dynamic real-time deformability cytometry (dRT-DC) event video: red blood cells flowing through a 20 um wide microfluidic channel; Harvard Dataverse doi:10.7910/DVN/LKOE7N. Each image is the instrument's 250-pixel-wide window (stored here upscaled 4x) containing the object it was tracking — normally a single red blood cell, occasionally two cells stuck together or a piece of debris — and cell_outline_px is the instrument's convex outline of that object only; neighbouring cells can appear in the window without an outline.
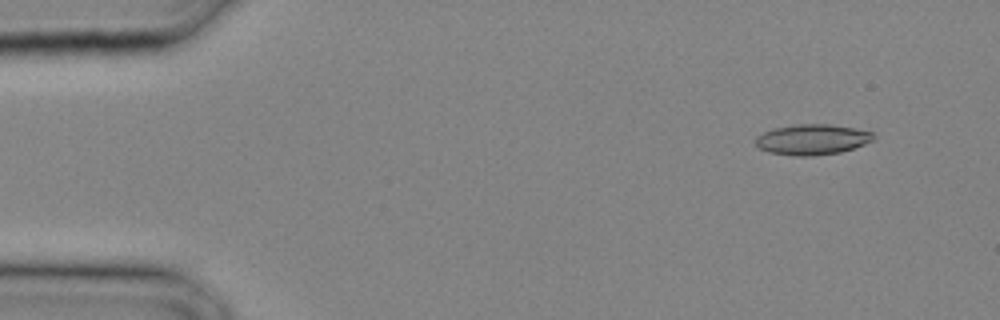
{"species": "common noctule bat (a hibernating species)", "species_latin": "Nyctalus noctula", "temperature_condition": "cold", "stored_images_in_passage": 19, "camera_frame_rate_fps": 3000, "um_per_image_px": 0.085, "animal": {"sex": "male", "body_mass_g": 20.4}, "frame": {"image": 1, "passage_image": 3, "time_ms": 0.667, "image_size_px": [1000, 320], "cell_outline_px": [[876, 140], [840, 152], [812, 156], [792, 156], [768, 152], [760, 148], [752, 140], [756, 136], [772, 128], [800, 124], [828, 124], [856, 128], [872, 132], [876, 136]], "centroid_in_image_um": [69.03, 11.86], "position_along_channel_um": 16.0, "area_um2": 21.15}}
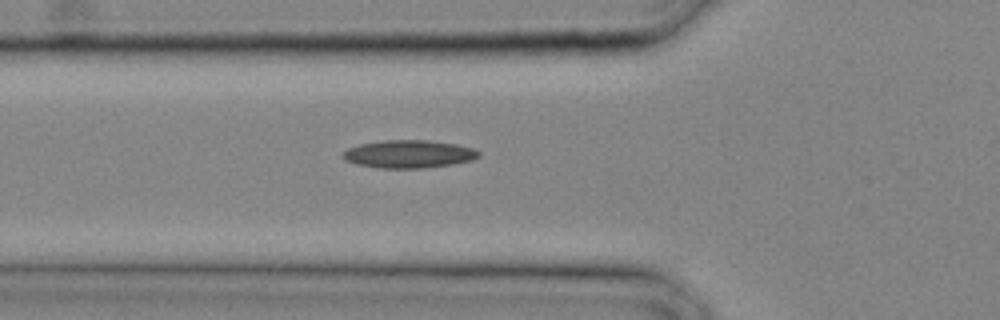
{"frame": {"image": 2, "passage_image": 11, "time_ms": 3.333, "image_size_px": [1000, 320], "cell_outline_px": [[480, 156], [472, 160], [452, 164], [424, 168], [380, 168], [356, 164], [344, 160], [340, 156], [348, 148], [360, 144], [384, 140], [428, 140], [456, 144], [472, 148], [480, 152]], "centroid_in_image_um": [34.73, 13.09], "position_along_channel_um": 91.1, "area_um2": 22.08}}
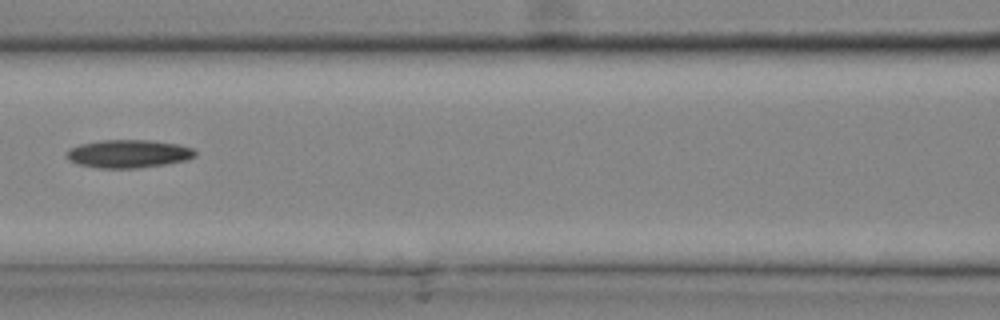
{"frame": {"image": 3, "passage_image": 14, "time_ms": 4.333, "image_size_px": [1000, 320], "cell_outline_px": [[196, 156], [188, 160], [140, 168], [96, 168], [76, 164], [68, 160], [64, 156], [64, 152], [80, 144], [104, 140], [148, 140], [180, 144], [192, 148], [196, 152]], "centroid_in_image_um": [10.9, 13.08], "position_along_channel_um": 155.7, "area_um2": 21.27}}